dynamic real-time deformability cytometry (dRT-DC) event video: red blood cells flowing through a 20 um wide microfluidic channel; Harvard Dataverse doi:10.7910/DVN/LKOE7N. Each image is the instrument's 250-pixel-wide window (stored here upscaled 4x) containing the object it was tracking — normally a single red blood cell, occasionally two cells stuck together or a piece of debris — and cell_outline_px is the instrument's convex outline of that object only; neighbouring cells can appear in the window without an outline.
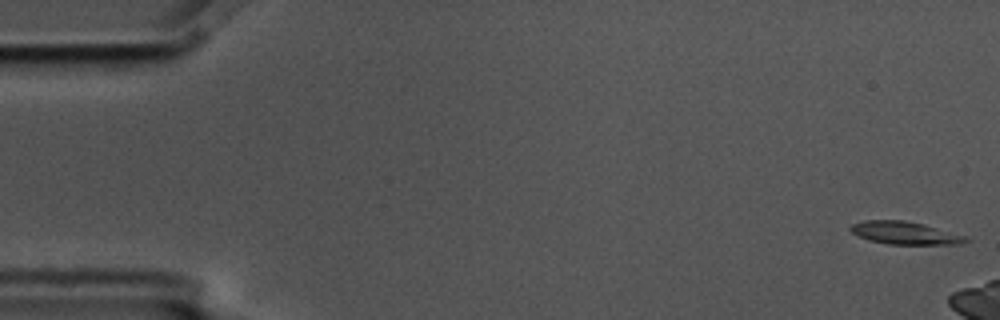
{"species": "common noctule bat (a hibernating species)", "species_latin": "Nyctalus noctula", "temperature_condition": "cold", "stored_images_in_passage": 4, "camera_frame_rate_fps": 3000, "um_per_image_px": 0.085, "animal": {"sex": "male", "body_mass_g": 17.5, "forearm_length_mm": 52.3}, "frame": {"image": 1, "passage_image": 1, "time_ms": 0.0, "image_size_px": [1000, 320], "cell_outline_px": [[972, 240], [960, 244], [888, 244], [868, 240], [852, 232], [848, 228], [852, 224], [864, 220], [904, 220], [924, 224], [964, 236]], "centroid_in_image_um": [76.9, 19.8], "position_along_channel_um": 8.1, "area_um2": 15.14}}